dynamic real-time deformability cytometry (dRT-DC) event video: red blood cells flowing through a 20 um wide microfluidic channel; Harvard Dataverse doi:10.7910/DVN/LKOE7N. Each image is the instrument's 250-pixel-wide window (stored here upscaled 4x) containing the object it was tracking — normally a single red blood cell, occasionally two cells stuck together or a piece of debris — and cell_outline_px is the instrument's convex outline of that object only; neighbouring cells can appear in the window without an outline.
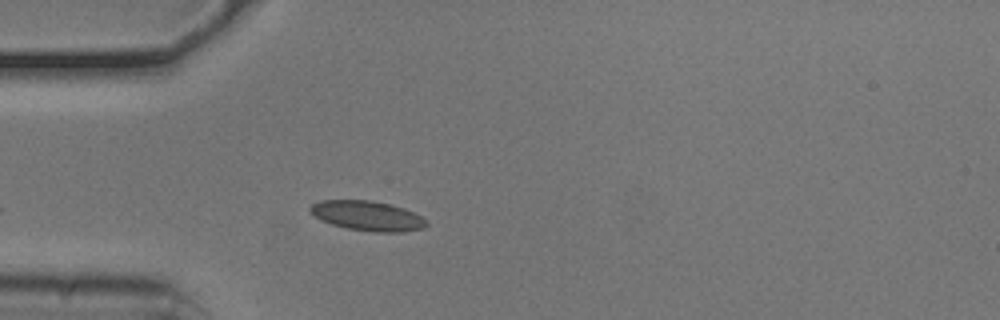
{"species": "common noctule bat (a hibernating species)", "species_latin": "Nyctalus noctula", "temperature_condition": "cold", "stored_images_in_passage": 9, "camera_frame_rate_fps": 3000, "um_per_image_px": 0.085, "animal": {"sex": "male", "body_mass_g": 20.5, "forearm_length_mm": 52.5}, "frame": {"image": 1, "passage_image": 1, "time_ms": 0.0, "image_size_px": [1000, 320], "cell_outline_px": [[428, 224], [424, 228], [400, 232], [372, 232], [348, 228], [332, 224], [320, 220], [308, 212], [308, 208], [312, 204], [320, 200], [372, 200], [392, 204], [404, 208], [428, 220]], "centroid_in_image_um": [31.22, 18.33], "position_along_channel_um": 53.8, "area_um2": 20.4}}